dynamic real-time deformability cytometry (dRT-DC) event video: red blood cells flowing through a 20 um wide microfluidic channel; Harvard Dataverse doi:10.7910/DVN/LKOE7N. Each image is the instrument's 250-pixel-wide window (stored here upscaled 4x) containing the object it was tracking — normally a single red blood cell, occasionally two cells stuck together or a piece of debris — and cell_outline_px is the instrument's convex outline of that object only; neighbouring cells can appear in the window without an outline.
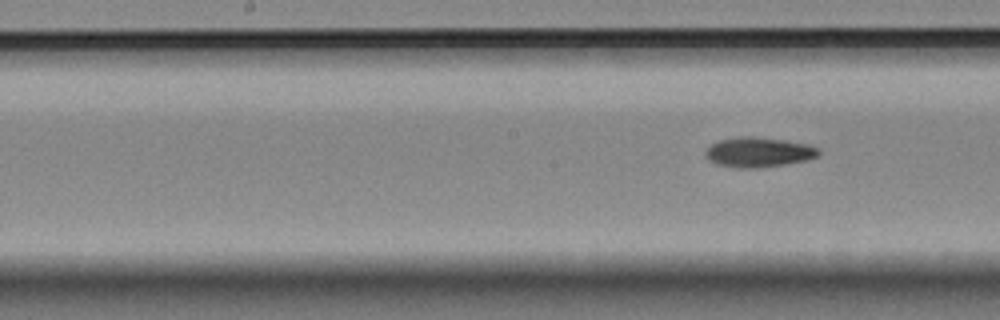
{"species": "Egyptian fruit bat (a non-hibernating species)", "species_latin": "Rousettus aegyptiacus", "temperature_condition": "room temperature", "stored_images_in_passage": 8, "segment_of_instrument_passage": [2, 2], "camera_frame_rate_fps": 3000, "um_per_image_px": 0.085, "animal": {"sex": "female"}, "frame": {"image": 1, "passage_image": 8, "time_ms": 2.333, "image_size_px": [1000, 320], "cell_outline_px": [[820, 152], [816, 156], [808, 160], [784, 164], [756, 168], [740, 168], [716, 164], [708, 160], [704, 156], [704, 152], [716, 140], [736, 136], [752, 136], [784, 140], [808, 144], [820, 148]], "centroid_in_image_um": [64.44, 12.92], "position_along_channel_um": 183.8, "area_um2": 19.88}}